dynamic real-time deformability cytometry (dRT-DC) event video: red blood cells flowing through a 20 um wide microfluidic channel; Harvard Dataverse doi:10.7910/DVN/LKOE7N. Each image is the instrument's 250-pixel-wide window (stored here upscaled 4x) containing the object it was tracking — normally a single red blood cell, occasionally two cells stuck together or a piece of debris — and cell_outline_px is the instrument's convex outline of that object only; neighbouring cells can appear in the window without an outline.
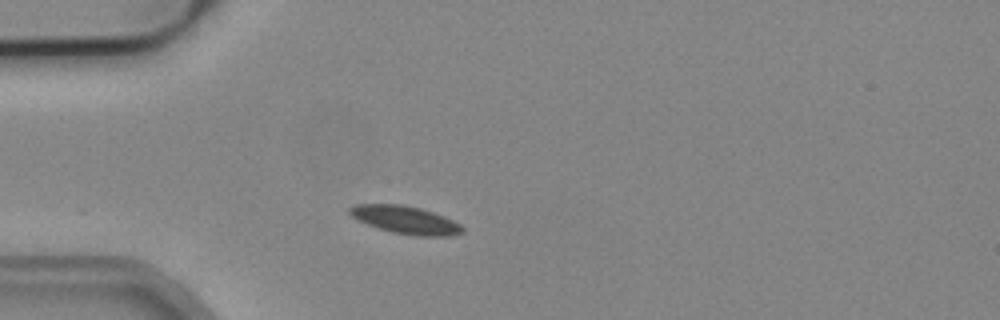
{"species": "common noctule bat (a hibernating species)", "species_latin": "Nyctalus noctula", "temperature_condition": "cold", "stored_images_in_passage": 3, "camera_frame_rate_fps": 3000, "um_per_image_px": 0.085, "animal": {"sex": "male", "body_mass_g": 19.2, "forearm_length_mm": 51.8}, "frame": {"image": 1, "passage_image": 3, "time_ms": 0.667, "image_size_px": [1000, 320], "cell_outline_px": [[464, 232], [452, 236], [416, 236], [392, 232], [356, 220], [348, 212], [348, 208], [356, 204], [404, 204], [420, 208], [444, 216], [460, 224], [464, 228]], "centroid_in_image_um": [34.47, 18.69], "position_along_channel_um": 50.5, "area_um2": 18.32}}